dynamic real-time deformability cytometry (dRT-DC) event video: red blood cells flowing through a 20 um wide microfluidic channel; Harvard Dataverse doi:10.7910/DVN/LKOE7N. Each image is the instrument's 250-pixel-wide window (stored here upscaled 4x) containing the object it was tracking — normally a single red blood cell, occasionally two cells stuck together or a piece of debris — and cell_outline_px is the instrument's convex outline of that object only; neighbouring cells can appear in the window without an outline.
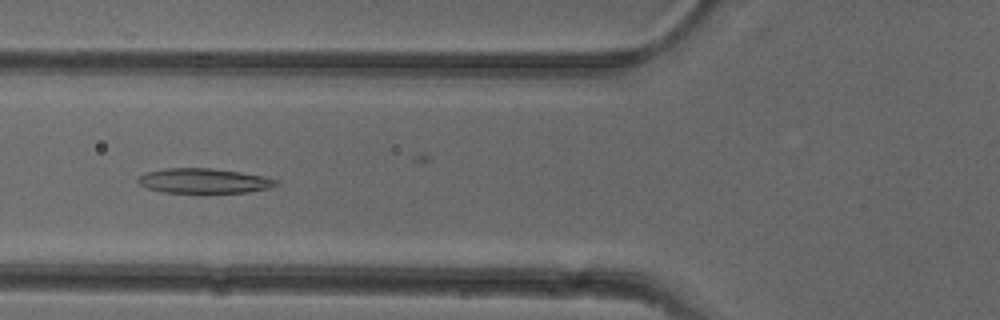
{"species": "common noctule bat (a hibernating species)", "species_latin": "Nyctalus noctula", "temperature_condition": "cold", "stored_images_in_passage": 25, "camera_frame_rate_fps": 3000, "um_per_image_px": 0.085, "animal": {"sex": "female"}, "frame": {"image": 1, "passage_image": 3, "time_ms": 0.667, "image_size_px": [1000, 320], "cell_outline_px": [[280, 184], [268, 188], [248, 192], [164, 192], [148, 188], [140, 184], [136, 180], [140, 176], [148, 172], [164, 168], [212, 168], [240, 172], [264, 176], [276, 180]], "centroid_in_image_um": [17.34, 15.36], "position_along_channel_um": 108.5, "area_um2": 19.71}}
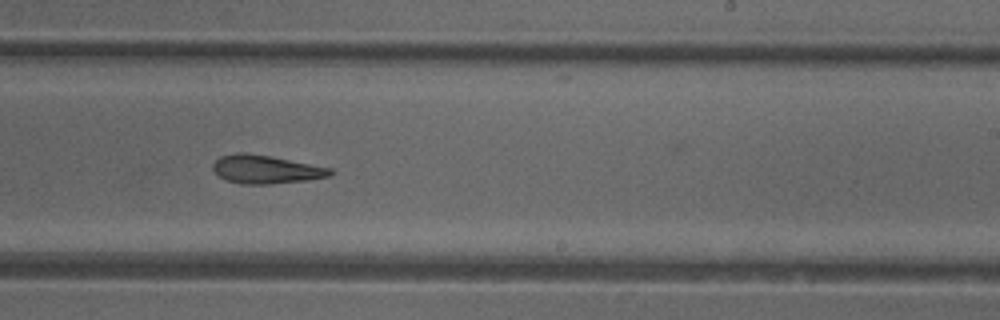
{"frame": {"image": 2, "passage_image": 15, "time_ms": 4.667, "image_size_px": [1000, 320], "cell_outline_px": [[336, 172], [328, 176], [308, 180], [268, 184], [240, 184], [228, 180], [220, 176], [212, 168], [212, 164], [220, 156], [240, 152], [244, 152], [268, 156], [332, 168]], "centroid_in_image_um": [22.6, 14.4], "position_along_channel_um": 266.4, "area_um2": 19.19}}
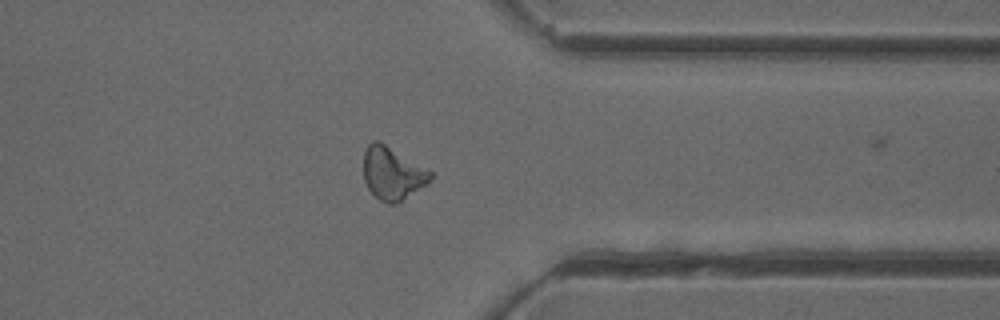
{"frame": {"image": 3, "passage_image": 24, "time_ms": 7.667, "image_size_px": [1000, 320], "cell_outline_px": [[432, 180], [396, 204], [388, 204], [380, 200], [368, 188], [364, 180], [364, 152], [368, 144], [372, 140], [380, 140], [432, 172]], "centroid_in_image_um": [33.34, 14.71], "position_along_channel_um": 378.1, "area_um2": 20.46}}